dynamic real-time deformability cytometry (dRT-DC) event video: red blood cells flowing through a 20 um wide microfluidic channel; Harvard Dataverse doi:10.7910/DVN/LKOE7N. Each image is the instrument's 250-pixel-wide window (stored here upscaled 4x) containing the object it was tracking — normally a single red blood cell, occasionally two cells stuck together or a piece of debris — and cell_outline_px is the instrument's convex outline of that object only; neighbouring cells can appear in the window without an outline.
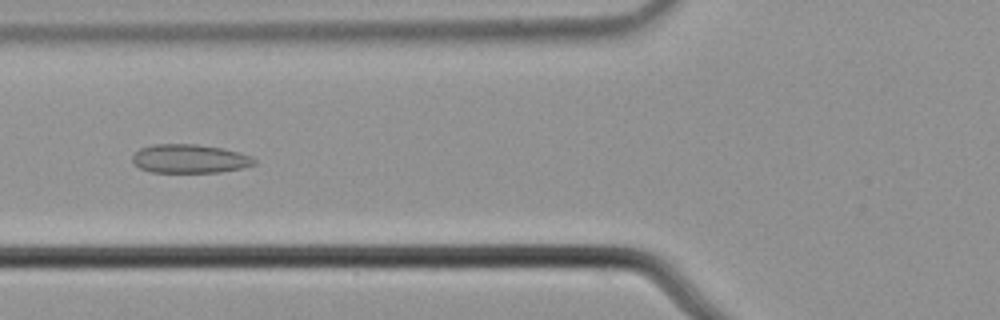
{"species": "common noctule bat (a hibernating species)", "species_latin": "Nyctalus noctula", "temperature_condition": "cold", "stored_images_in_passage": 7, "camera_frame_rate_fps": 3000, "um_per_image_px": 0.085, "animal": {"sex": "male", "body_mass_g": 21.5, "forearm_length_mm": 52.0}, "frame": {"image": 1, "passage_image": 6, "time_ms": 1.667, "image_size_px": [1000, 320], "cell_outline_px": [[256, 164], [244, 168], [220, 172], [152, 172], [140, 168], [132, 164], [132, 156], [140, 148], [152, 144], [196, 144], [224, 148], [240, 152], [252, 156], [256, 160]], "centroid_in_image_um": [16.14, 13.49], "position_along_channel_um": 109.7, "area_um2": 20.69}}
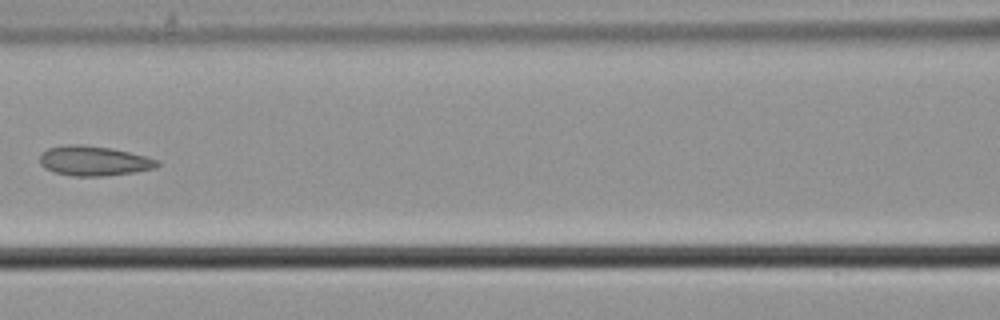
{"frame": {"image": 2, "passage_image": 7, "time_ms": 2.0, "image_size_px": [1000, 320], "cell_outline_px": [[160, 164], [156, 168], [132, 172], [104, 176], [72, 176], [56, 172], [44, 168], [40, 164], [40, 156], [48, 148], [64, 144], [84, 144], [112, 148], [160, 160]], "centroid_in_image_um": [7.97, 13.66], "position_along_channel_um": 158.6, "area_um2": 20.4}}